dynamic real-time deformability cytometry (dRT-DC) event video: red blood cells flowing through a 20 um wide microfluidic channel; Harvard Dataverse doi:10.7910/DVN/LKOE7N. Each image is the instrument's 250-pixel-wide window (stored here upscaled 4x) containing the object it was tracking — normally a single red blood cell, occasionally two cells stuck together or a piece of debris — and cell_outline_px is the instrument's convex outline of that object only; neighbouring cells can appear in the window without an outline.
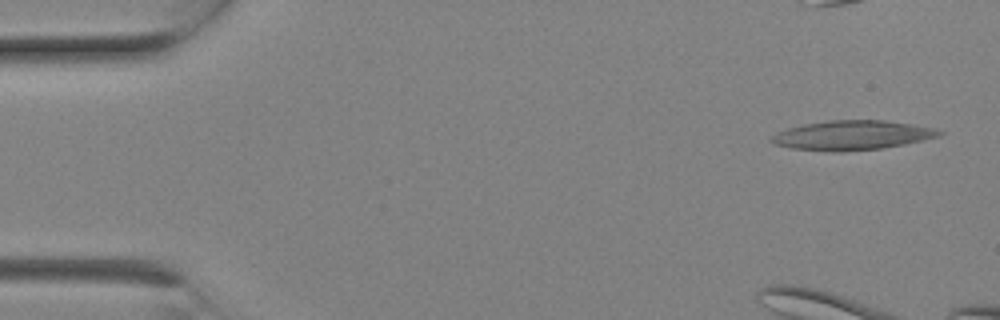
{"species": "Egyptian fruit bat (a non-hibernating species)", "species_latin": "Rousettus aegyptiacus", "temperature_condition": "room temperature", "stored_images_in_passage": 5, "camera_frame_rate_fps": 3000, "um_per_image_px": 0.085, "animal": {"sex": "female"}, "frame": {"image": 1, "passage_image": 1, "time_ms": 0.0, "image_size_px": [1000, 320], "cell_outline_px": [[944, 132], [940, 136], [904, 144], [880, 148], [844, 152], [836, 152], [792, 148], [776, 144], [768, 140], [776, 132], [788, 128], [804, 124], [828, 120], [884, 120], [912, 124], [936, 128]], "centroid_in_image_um": [72.43, 11.49], "position_along_channel_um": 12.6, "area_um2": 28.73}}